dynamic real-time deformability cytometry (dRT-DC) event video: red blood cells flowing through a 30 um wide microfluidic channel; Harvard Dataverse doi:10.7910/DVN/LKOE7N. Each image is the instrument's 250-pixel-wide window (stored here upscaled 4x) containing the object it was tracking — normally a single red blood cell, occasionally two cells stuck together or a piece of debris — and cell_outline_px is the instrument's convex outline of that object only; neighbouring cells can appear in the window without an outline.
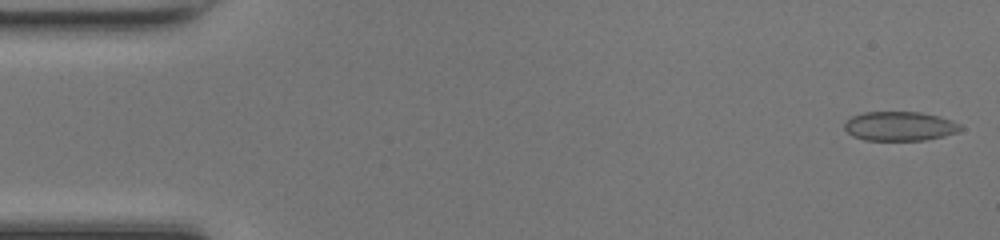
{"species": "common noctule bat (a hibernating species)", "species_latin": "Nyctalus noctula", "temperature_condition": "room temperature", "stored_images_in_passage": 48, "camera_frame_rate_fps": 3000, "um_per_image_px": 0.085, "animal": {"sex": "female", "body_mass_g": 17.0, "forearm_length_mm": 48.0}, "frame": {"image": 1, "passage_image": 1, "time_ms": 0.0, "image_size_px": [1000, 240], "cell_outline_px": [[964, 128], [956, 132], [944, 136], [924, 140], [864, 140], [852, 136], [844, 128], [844, 124], [852, 116], [864, 112], [920, 112], [940, 116], [952, 120], [960, 124]], "centroid_in_image_um": [76.49, 10.72], "position_along_channel_um": 8.5, "area_um2": 19.83}}
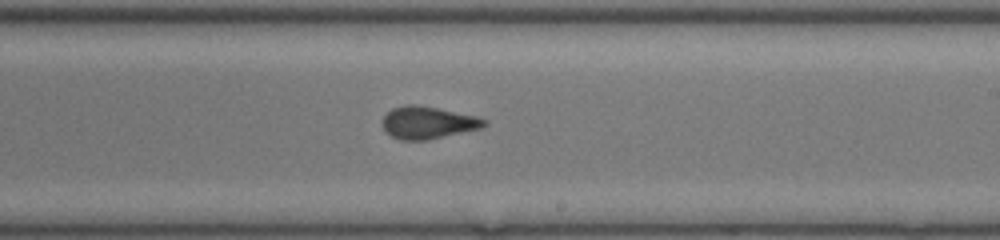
{"frame": {"image": 2, "passage_image": 28, "time_ms": 9.0, "image_size_px": [1000, 240], "cell_outline_px": [[488, 124], [480, 128], [428, 140], [400, 140], [392, 136], [384, 128], [384, 116], [392, 108], [408, 104], [416, 104], [476, 116], [488, 120]], "centroid_in_image_um": [36.39, 10.42], "position_along_channel_um": 252.6, "area_um2": 18.9}}
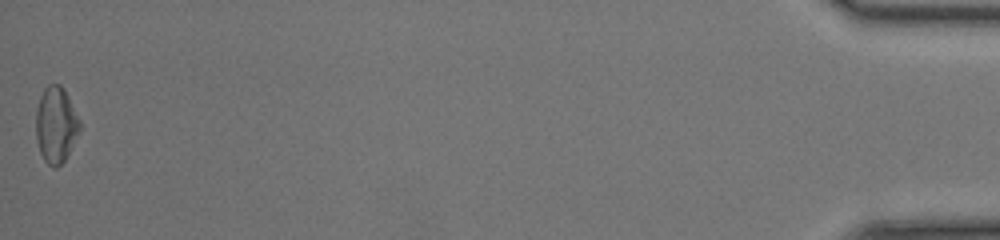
{"frame": {"image": 3, "passage_image": 48, "time_ms": 15.667, "image_size_px": [1000, 240], "cell_outline_px": [[80, 128], [64, 160], [56, 168], [52, 168], [44, 160], [40, 152], [36, 140], [36, 112], [40, 96], [44, 88], [48, 84], [60, 84], [64, 88], [80, 120]], "centroid_in_image_um": [4.73, 10.59], "position_along_channel_um": 430.5, "area_um2": 19.25}, "authors_computed_cell_mechanics": {"area_um2": 19.2474, "velocity_mm_per_s": 4.2623, "shape_relaxation_time_tau1_ms": 10.0513, "shape_relaxation_time_tau2_ms": 1.0672, "deformation_change_tau1": 0.1944, "deformation_change_tau2": 0.0506}}